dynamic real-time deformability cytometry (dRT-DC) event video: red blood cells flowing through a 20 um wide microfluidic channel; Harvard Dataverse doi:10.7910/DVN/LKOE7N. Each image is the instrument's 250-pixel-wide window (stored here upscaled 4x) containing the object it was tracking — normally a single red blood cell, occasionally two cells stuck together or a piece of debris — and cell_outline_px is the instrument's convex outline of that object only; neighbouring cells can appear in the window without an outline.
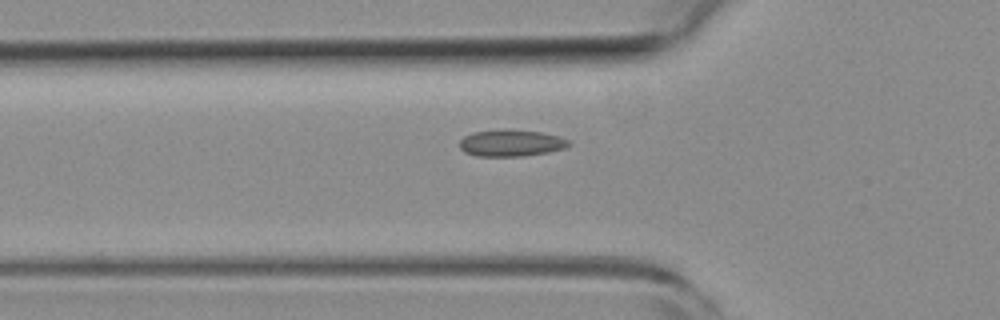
{"species": "common noctule bat (a hibernating species)", "species_latin": "Nyctalus noctula", "temperature_condition": "room temperature", "stored_images_in_passage": 39, "camera_frame_rate_fps": 3000, "um_per_image_px": 0.085, "animal": {"sex": "female", "body_mass_g": 19.3, "forearm_length_mm": 54.1}, "frame": {"image": 1, "passage_image": 8, "time_ms": 2.333, "image_size_px": [1000, 320], "cell_outline_px": [[572, 144], [564, 148], [548, 152], [524, 156], [476, 156], [464, 152], [460, 148], [460, 140], [464, 136], [472, 132], [544, 132], [560, 136], [568, 140]], "centroid_in_image_um": [43.47, 12.2], "position_along_channel_um": 82.3, "area_um2": 16.3}}
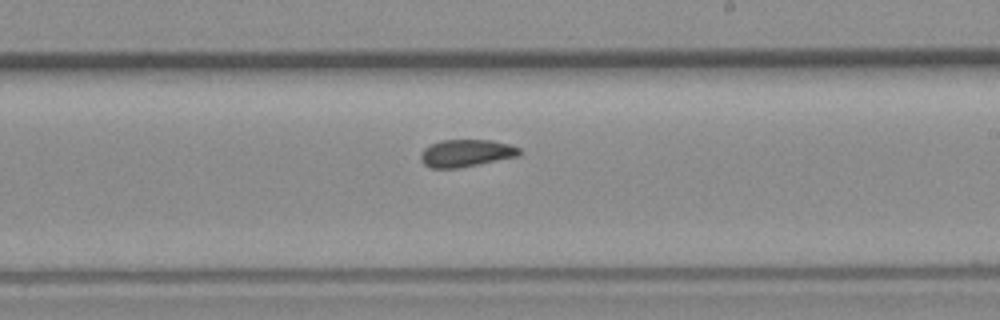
{"frame": {"image": 2, "passage_image": 21, "time_ms": 6.667, "image_size_px": [1000, 320], "cell_outline_px": [[524, 152], [520, 156], [460, 168], [432, 168], [424, 164], [420, 160], [420, 152], [424, 148], [440, 140], [492, 140], [508, 144], [520, 148]], "centroid_in_image_um": [39.65, 13.02], "position_along_channel_um": 249.4, "area_um2": 15.95}}
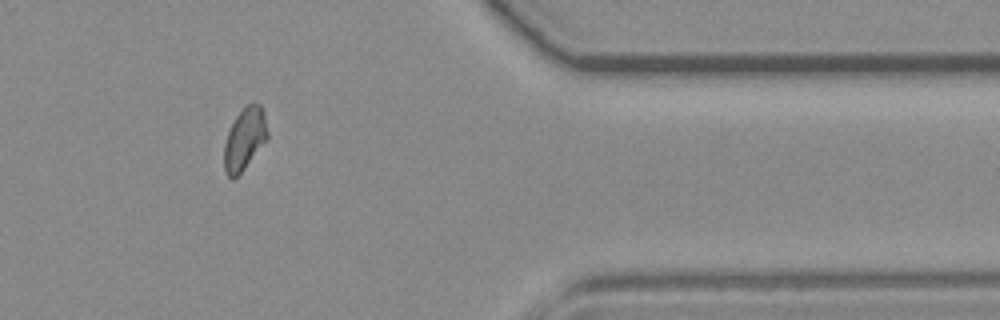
{"frame": {"image": 3, "passage_image": 34, "time_ms": 11.0, "image_size_px": [1000, 320], "cell_outline_px": [[268, 140], [244, 168], [232, 180], [224, 172], [224, 144], [228, 132], [236, 116], [248, 104], [260, 104], [264, 116], [268, 132]], "centroid_in_image_um": [20.79, 11.84], "position_along_channel_um": 390.6, "area_um2": 15.49}, "authors_computed_cell_mechanics": {"area_um2": 16.0684, "velocity_mm_per_s": 3.8438, "shape_relaxation_time_tau1_ms": null, "shape_relaxation_time_tau2_ms": 8.866, "deformation_change_tau1": null, "deformation_change_tau2": 0.1084}}